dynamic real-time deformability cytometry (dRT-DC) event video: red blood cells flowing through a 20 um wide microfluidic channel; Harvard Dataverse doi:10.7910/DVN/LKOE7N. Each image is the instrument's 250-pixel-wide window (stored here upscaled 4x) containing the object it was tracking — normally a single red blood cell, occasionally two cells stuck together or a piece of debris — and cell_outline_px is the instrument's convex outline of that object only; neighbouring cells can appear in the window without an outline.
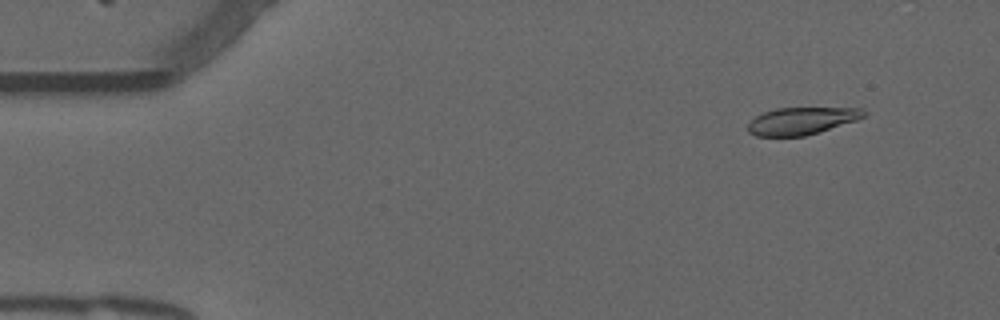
{"species": "common noctule bat (a hibernating species)", "species_latin": "Nyctalus noctula", "temperature_condition": "warm", "stored_images_in_passage": 40, "camera_frame_rate_fps": 3000, "um_per_image_px": 0.085, "animal": {"sex": "male", "forearm_length_mm": 52.5}, "frame": {"image": 1, "passage_image": 1, "time_ms": 0.0, "image_size_px": [1000, 320], "cell_outline_px": [[868, 112], [864, 116], [856, 120], [804, 136], [756, 136], [748, 132], [748, 124], [756, 116], [764, 112], [776, 108], [864, 108]], "centroid_in_image_um": [68.13, 10.27], "position_along_channel_um": 16.9, "area_um2": 18.21}}
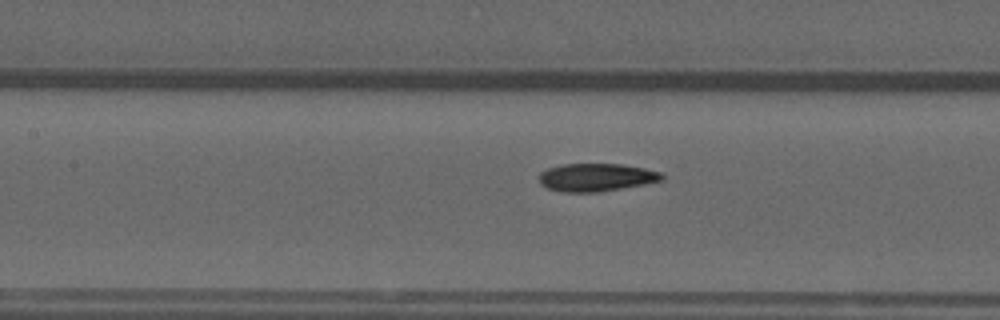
{"frame": {"image": 2, "passage_image": 20, "time_ms": 6.333, "image_size_px": [1000, 320], "cell_outline_px": [[664, 180], [644, 184], [600, 192], [564, 192], [548, 188], [540, 184], [536, 176], [540, 172], [548, 168], [564, 164], [620, 164], [644, 168], [660, 172], [664, 176]], "centroid_in_image_um": [50.65, 15.08], "position_along_channel_um": 156.8, "area_um2": 20.06}}
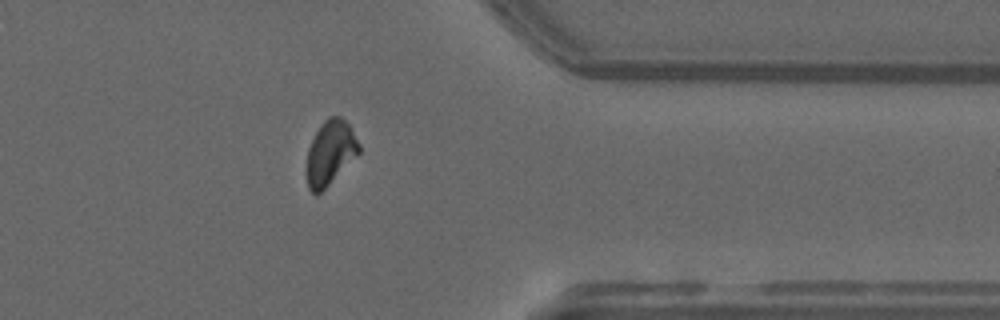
{"frame": {"image": 3, "passage_image": 39, "time_ms": 12.667, "image_size_px": [1000, 320], "cell_outline_px": [[360, 152], [316, 196], [308, 188], [308, 148], [320, 124], [328, 116], [340, 116], [348, 124], [360, 144]], "centroid_in_image_um": [28.08, 12.94], "position_along_channel_um": 383.3, "area_um2": 19.07}}